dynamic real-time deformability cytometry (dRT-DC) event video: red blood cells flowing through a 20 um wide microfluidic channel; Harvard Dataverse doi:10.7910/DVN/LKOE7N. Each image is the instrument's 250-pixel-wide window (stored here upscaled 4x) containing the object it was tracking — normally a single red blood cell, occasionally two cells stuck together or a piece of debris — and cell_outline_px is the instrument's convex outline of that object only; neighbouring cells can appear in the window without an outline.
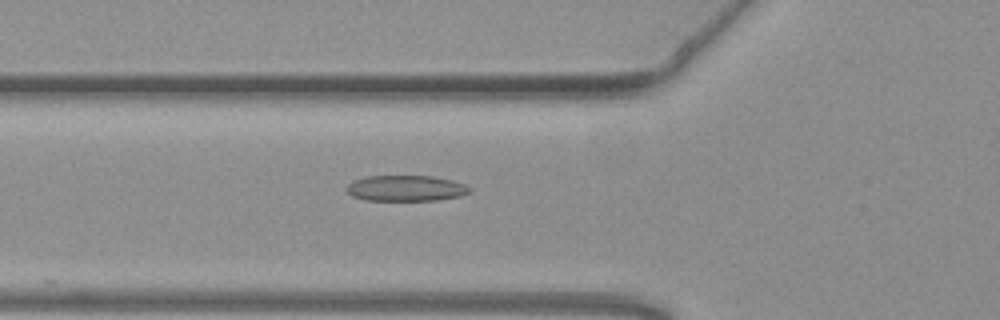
{"species": "common noctule bat (a hibernating species)", "species_latin": "Nyctalus noctula", "temperature_condition": "warm", "stored_images_in_passage": 52, "camera_frame_rate_fps": 3000, "um_per_image_px": 0.085, "animal": {"sex": "female", "body_mass_g": 19.3, "forearm_length_mm": 54.1}, "frame": {"image": 1, "passage_image": 17, "time_ms": 5.333, "image_size_px": [1000, 320], "cell_outline_px": [[472, 192], [460, 196], [436, 200], [364, 200], [352, 196], [344, 188], [348, 184], [356, 180], [368, 176], [432, 176], [464, 184], [472, 188]], "centroid_in_image_um": [34.5, 16.01], "position_along_channel_um": 91.3, "area_um2": 18.38}}
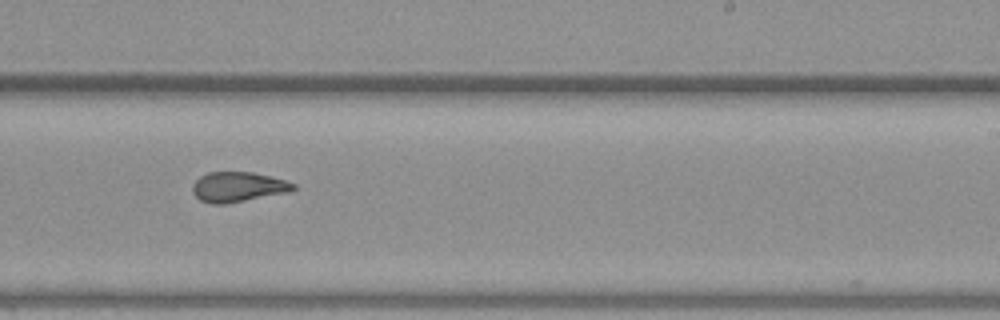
{"frame": {"image": 2, "passage_image": 31, "time_ms": 10.0, "image_size_px": [1000, 320], "cell_outline_px": [[296, 188], [288, 192], [224, 204], [212, 204], [200, 200], [192, 192], [192, 184], [200, 176], [208, 172], [252, 172], [284, 180], [296, 184]], "centroid_in_image_um": [20.19, 15.88], "position_along_channel_um": 268.8, "area_um2": 17.46}}
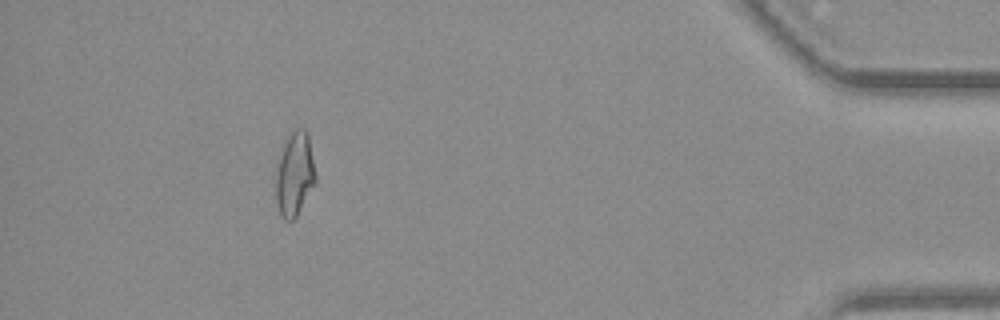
{"frame": {"image": 3, "passage_image": 47, "time_ms": 15.333, "image_size_px": [1000, 320], "cell_outline_px": [[316, 180], [296, 216], [292, 220], [284, 220], [280, 216], [276, 200], [276, 172], [280, 156], [284, 144], [288, 136], [296, 128], [304, 128], [308, 132], [316, 176]], "centroid_in_image_um": [25.04, 14.79], "position_along_channel_um": 410.2, "area_um2": 19.13}, "authors_computed_cell_mechanics": {"area_um2": 18.3515, "velocity_mm_per_s": 3.791, "shape_relaxation_time_tau1_ms": 9.7041, "shape_relaxation_time_tau2_ms": 1.2759, "deformation_change_tau1": 0.2733, "deformation_change_tau2": 0.0732}}